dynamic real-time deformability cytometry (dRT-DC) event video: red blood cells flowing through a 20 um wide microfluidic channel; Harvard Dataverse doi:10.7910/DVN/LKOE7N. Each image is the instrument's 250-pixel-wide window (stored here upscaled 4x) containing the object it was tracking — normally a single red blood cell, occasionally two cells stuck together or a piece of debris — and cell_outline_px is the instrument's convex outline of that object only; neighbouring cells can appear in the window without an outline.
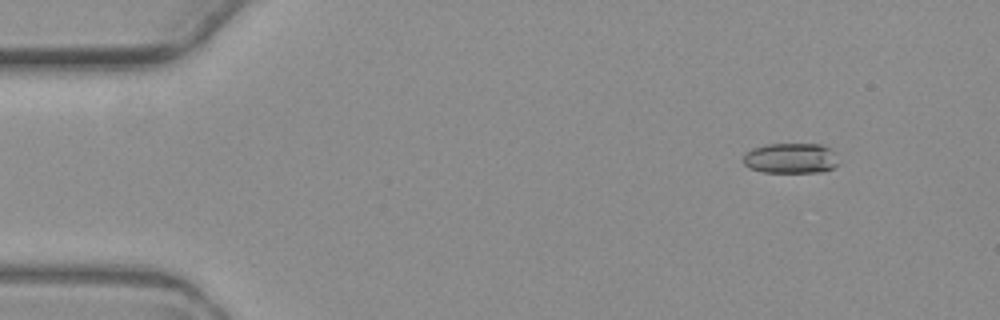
{"species": "common noctule bat (a hibernating species)", "species_latin": "Nyctalus noctula", "temperature_condition": "warm", "stored_images_in_passage": 5, "camera_frame_rate_fps": 3000, "um_per_image_px": 0.085, "animal": {"sex": "female", "body_mass_g": 19.3, "forearm_length_mm": 54.1}, "frame": {"image": 1, "passage_image": 2, "time_ms": 1.333, "image_size_px": [1000, 320], "cell_outline_px": [[836, 164], [832, 168], [820, 172], [764, 172], [748, 168], [744, 164], [744, 152], [752, 148], [764, 144], [820, 144], [832, 148], [836, 152]], "centroid_in_image_um": [67.19, 13.44], "position_along_channel_um": 17.8, "area_um2": 16.99}}
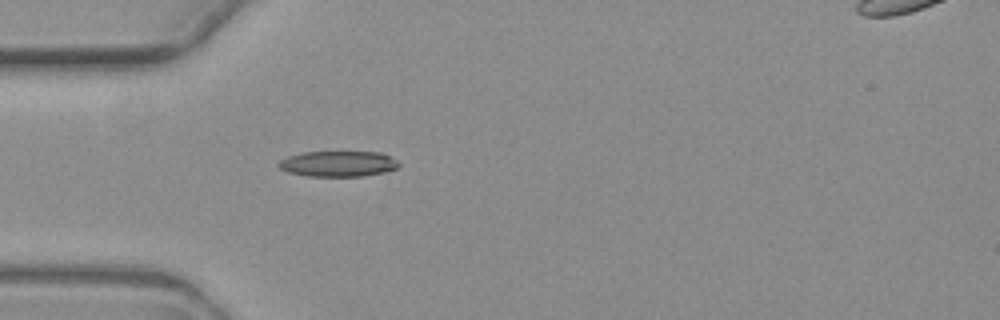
{"frame": {"image": 2, "passage_image": 5, "time_ms": 5.0, "image_size_px": [1000, 320], "cell_outline_px": [[400, 164], [396, 168], [384, 172], [364, 176], [308, 176], [288, 172], [280, 168], [276, 164], [280, 160], [288, 156], [304, 152], [380, 152], [396, 160]], "centroid_in_image_um": [28.72, 13.92], "position_along_channel_um": 56.3, "area_um2": 17.86}}